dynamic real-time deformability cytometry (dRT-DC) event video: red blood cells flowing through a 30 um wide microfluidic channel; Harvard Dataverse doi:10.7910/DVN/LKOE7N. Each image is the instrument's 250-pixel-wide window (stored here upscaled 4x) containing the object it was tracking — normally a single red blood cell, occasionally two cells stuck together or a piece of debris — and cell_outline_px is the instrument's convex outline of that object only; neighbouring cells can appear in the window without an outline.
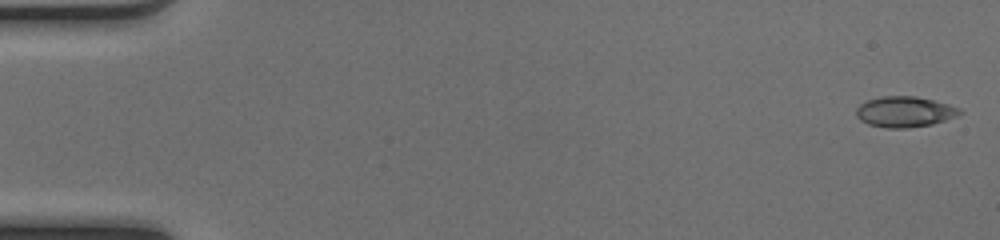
{"species": "common noctule bat (a hibernating species)", "species_latin": "Nyctalus noctula", "temperature_condition": "cold", "stored_images_in_passage": 50, "camera_frame_rate_fps": 3000, "um_per_image_px": 0.085, "animal": {"sex": "female", "body_mass_g": 17.0, "forearm_length_mm": 48.0}, "frame": {"image": 1, "passage_image": 1, "time_ms": 0.0, "image_size_px": [1000, 240], "cell_outline_px": [[964, 112], [956, 116], [932, 124], [908, 128], [888, 128], [868, 124], [860, 120], [856, 116], [856, 108], [860, 104], [868, 100], [880, 96], [916, 96], [948, 104], [960, 108]], "centroid_in_image_um": [76.89, 9.5], "position_along_channel_um": 8.1, "area_um2": 18.5}}
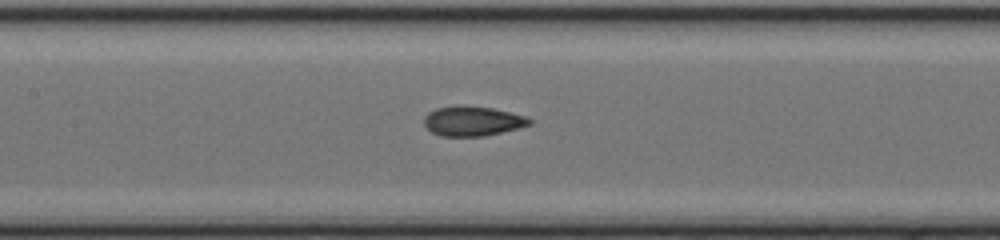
{"frame": {"image": 2, "passage_image": 24, "time_ms": 7.667, "image_size_px": [1000, 240], "cell_outline_px": [[532, 124], [520, 128], [484, 136], [440, 136], [432, 132], [424, 124], [424, 116], [428, 112], [436, 108], [492, 108], [528, 116], [532, 120]], "centroid_in_image_um": [40.22, 10.33], "position_along_channel_um": 167.2, "area_um2": 17.74}}
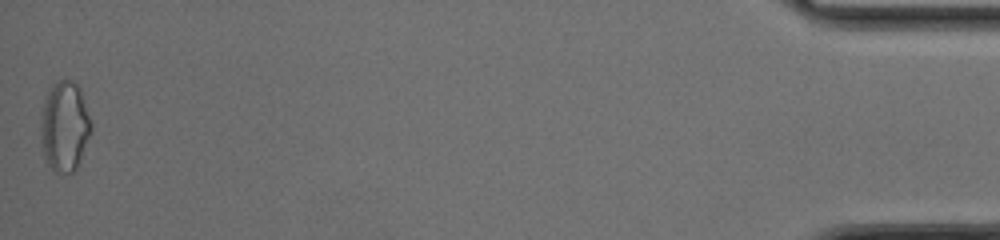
{"frame": {"image": 3, "passage_image": 50, "time_ms": 16.333, "image_size_px": [1000, 240], "cell_outline_px": [[92, 132], [76, 168], [72, 172], [56, 172], [48, 164], [44, 156], [40, 140], [40, 116], [44, 100], [52, 84], [60, 80], [72, 80], [80, 88], [92, 120]], "centroid_in_image_um": [5.49, 10.72], "position_along_channel_um": 429.7, "area_um2": 26.76}, "authors_computed_cell_mechanics": {"area_um2": 18.496, "velocity_mm_per_s": 4.1382, "shape_relaxation_time_tau1_ms": 8.4295, "shape_relaxation_time_tau2_ms": 1.5137, "deformation_change_tau1": 0.1888, "deformation_change_tau2": 0.0683}}